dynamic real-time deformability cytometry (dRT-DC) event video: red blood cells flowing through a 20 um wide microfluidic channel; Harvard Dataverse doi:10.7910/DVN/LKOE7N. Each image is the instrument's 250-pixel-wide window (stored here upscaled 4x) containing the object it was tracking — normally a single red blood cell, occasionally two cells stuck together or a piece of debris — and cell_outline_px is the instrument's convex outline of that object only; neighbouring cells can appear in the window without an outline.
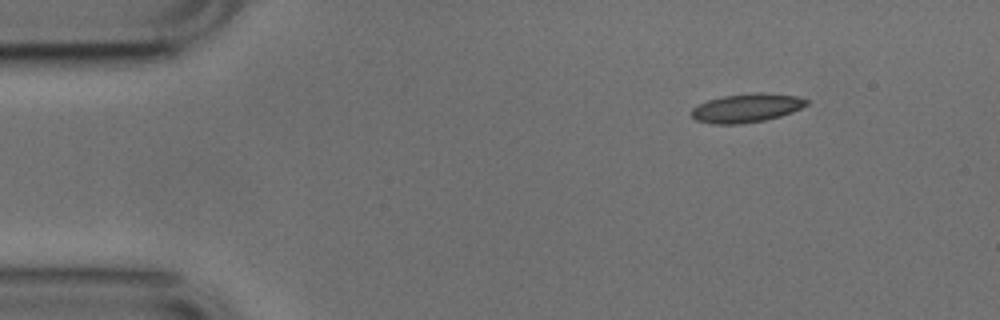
{"species": "common noctule bat (a hibernating species)", "species_latin": "Nyctalus noctula", "temperature_condition": "cold", "stored_images_in_passage": 46, "camera_frame_rate_fps": 3000, "um_per_image_px": 0.085, "animal": {"sex": "male", "body_mass_g": 17.9, "forearm_length_mm": 54.2}, "frame": {"image": 1, "passage_image": 1, "time_ms": 0.0, "image_size_px": [1000, 320], "cell_outline_px": [[808, 104], [792, 112], [780, 116], [764, 120], [740, 124], [716, 124], [696, 120], [692, 116], [692, 108], [708, 100], [724, 96], [756, 92], [760, 92], [796, 96], [808, 100]], "centroid_in_image_um": [63.47, 9.18], "position_along_channel_um": 21.5, "area_um2": 19.02}}
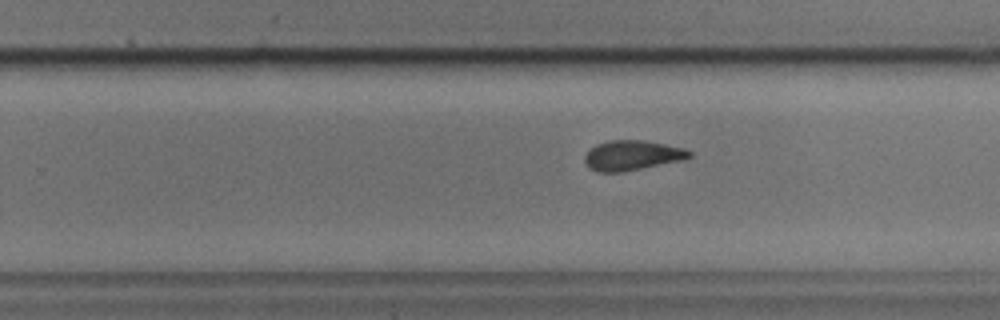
{"frame": {"image": 2, "passage_image": 27, "time_ms": 8.667, "image_size_px": [1000, 320], "cell_outline_px": [[692, 156], [684, 160], [624, 172], [596, 172], [588, 168], [584, 164], [584, 156], [596, 144], [608, 140], [644, 140], [684, 148], [692, 152]], "centroid_in_image_um": [53.72, 13.22], "position_along_channel_um": 276.1, "area_um2": 18.5}}
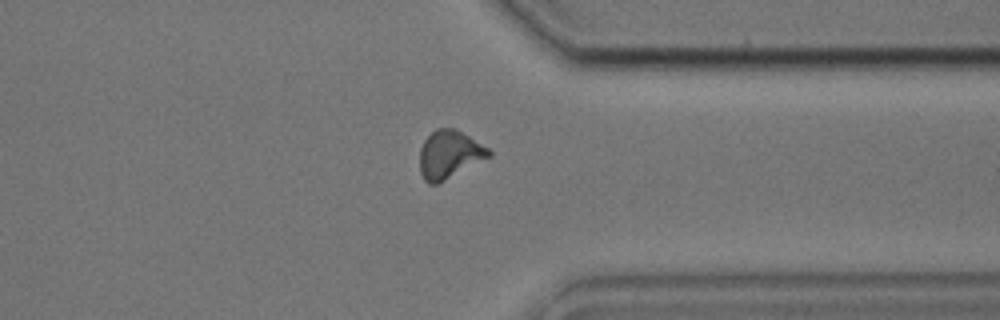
{"frame": {"image": 3, "passage_image": 35, "time_ms": 11.333, "image_size_px": [1000, 320], "cell_outline_px": [[492, 156], [436, 184], [428, 184], [424, 180], [420, 172], [420, 148], [424, 140], [436, 128], [456, 128], [488, 148], [492, 152]], "centroid_in_image_um": [38.19, 13.12], "position_along_channel_um": 373.2, "area_um2": 19.25}, "authors_computed_cell_mechanics": {"area_um2": 18.6694, "velocity_mm_per_s": 3.7727, "shape_relaxation_time_tau1_ms": 4.5277, "shape_relaxation_time_tau2_ms": 1.3109, "deformation_change_tau1": 0.1478, "deformation_change_tau2": 0.0833}}